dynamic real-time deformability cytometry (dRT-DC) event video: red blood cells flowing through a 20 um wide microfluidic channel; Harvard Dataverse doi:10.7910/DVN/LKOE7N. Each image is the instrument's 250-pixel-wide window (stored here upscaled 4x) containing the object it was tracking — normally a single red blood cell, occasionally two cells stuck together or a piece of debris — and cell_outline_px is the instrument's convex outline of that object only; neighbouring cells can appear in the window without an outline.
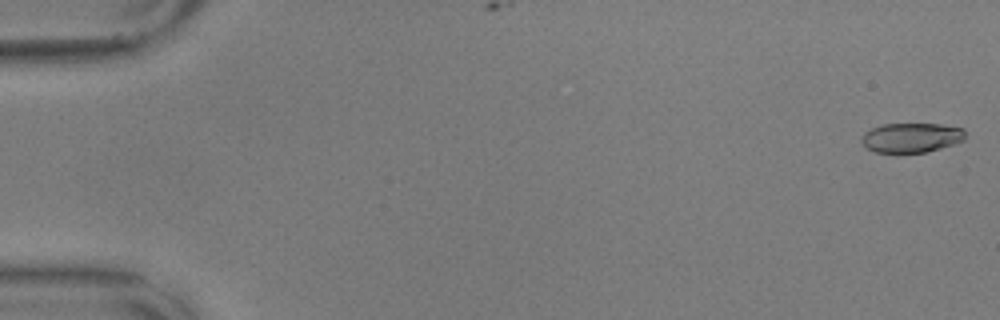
{"species": "common noctule bat (a hibernating species)", "species_latin": "Nyctalus noctula", "temperature_condition": "warm", "stored_images_in_passage": 57, "camera_frame_rate_fps": 3000, "um_per_image_px": 0.085, "animal": {"sex": "male", "body_mass_g": 17.9, "forearm_length_mm": 54.2}, "frame": {"image": 1, "passage_image": 1, "time_ms": 0.0, "image_size_px": [1000, 320], "cell_outline_px": [[964, 140], [940, 148], [924, 152], [876, 152], [868, 148], [860, 140], [860, 136], [864, 132], [880, 124], [940, 124], [964, 128]], "centroid_in_image_um": [77.44, 11.68], "position_along_channel_um": 7.6, "area_um2": 17.74}}
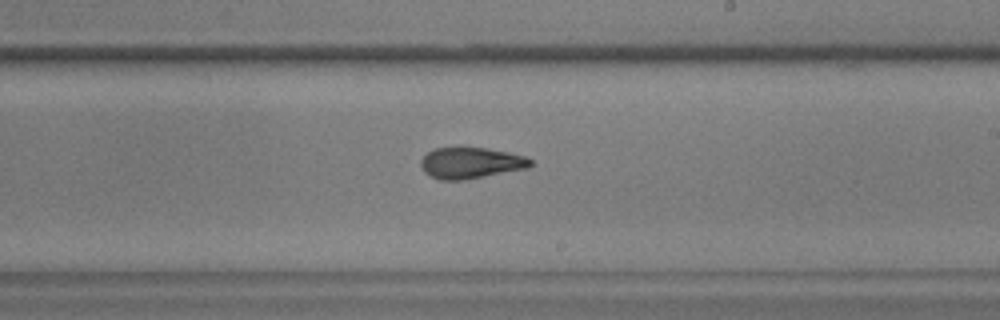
{"frame": {"image": 2, "passage_image": 34, "time_ms": 11.0, "image_size_px": [1000, 320], "cell_outline_px": [[532, 164], [528, 168], [464, 180], [440, 180], [424, 172], [420, 164], [420, 160], [428, 152], [436, 148], [460, 144], [488, 148], [508, 152], [524, 156], [532, 160]], "centroid_in_image_um": [39.99, 13.8], "position_along_channel_um": 249.0, "area_um2": 20.52}}
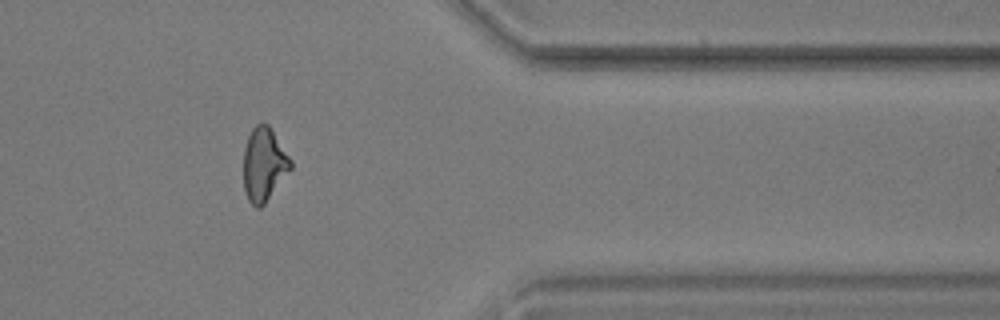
{"frame": {"image": 3, "passage_image": 47, "time_ms": 15.333, "image_size_px": [1000, 320], "cell_outline_px": [[292, 168], [264, 204], [260, 208], [256, 208], [248, 200], [244, 188], [244, 148], [248, 136], [252, 128], [256, 124], [268, 124], [292, 160]], "centroid_in_image_um": [22.43, 13.98], "position_along_channel_um": 389.0, "area_um2": 20.06}, "authors_computed_cell_mechanics": {"area_um2": 19.9988, "velocity_mm_per_s": 3.588, "shape_relaxation_time_tau1_ms": 6.9585, "shape_relaxation_time_tau2_ms": 2.2533, "deformation_change_tau1": 0.222, "deformation_change_tau2": 0.1027}}